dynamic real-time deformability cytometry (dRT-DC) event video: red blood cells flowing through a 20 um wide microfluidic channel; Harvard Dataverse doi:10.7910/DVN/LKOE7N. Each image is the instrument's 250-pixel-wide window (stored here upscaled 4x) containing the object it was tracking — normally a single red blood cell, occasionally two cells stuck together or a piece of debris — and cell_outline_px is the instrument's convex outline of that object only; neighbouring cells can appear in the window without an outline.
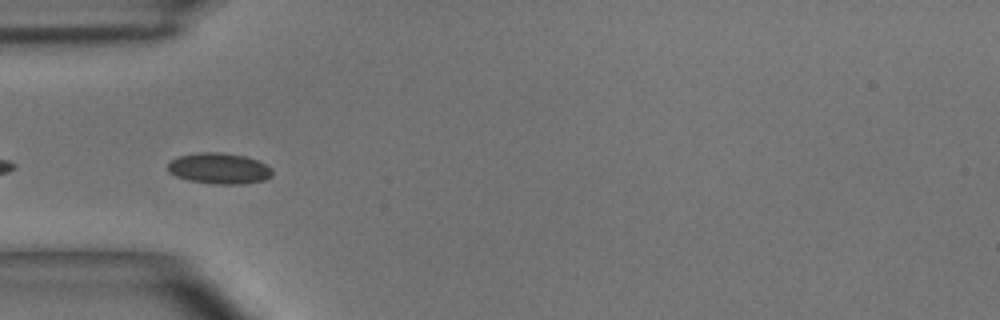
{"species": "common noctule bat (a hibernating species)", "species_latin": "Nyctalus noctula", "temperature_condition": "room temperature", "stored_images_in_passage": 9, "camera_frame_rate_fps": 3000, "um_per_image_px": 0.085, "animal": {"sex": "male", "body_mass_g": 15.6}, "frame": {"image": 1, "passage_image": 2, "time_ms": 0.333, "image_size_px": [1000, 320], "cell_outline_px": [[272, 176], [264, 180], [244, 184], [212, 184], [188, 180], [176, 176], [168, 172], [168, 164], [176, 156], [196, 152], [220, 152], [244, 156], [256, 160], [272, 168]], "centroid_in_image_um": [18.6, 14.32], "position_along_channel_um": 66.4, "area_um2": 18.96}}